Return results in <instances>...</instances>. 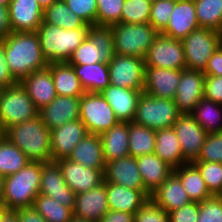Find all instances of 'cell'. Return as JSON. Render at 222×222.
I'll list each match as a JSON object with an SVG mask.
<instances>
[{"label": "cell", "mask_w": 222, "mask_h": 222, "mask_svg": "<svg viewBox=\"0 0 222 222\" xmlns=\"http://www.w3.org/2000/svg\"><path fill=\"white\" fill-rule=\"evenodd\" d=\"M13 77L20 82L34 71L48 67L36 32H11L1 38Z\"/></svg>", "instance_id": "cell-1"}, {"label": "cell", "mask_w": 222, "mask_h": 222, "mask_svg": "<svg viewBox=\"0 0 222 222\" xmlns=\"http://www.w3.org/2000/svg\"><path fill=\"white\" fill-rule=\"evenodd\" d=\"M4 136L17 146L29 161L47 163L51 160V130L41 118L14 124L4 131Z\"/></svg>", "instance_id": "cell-2"}, {"label": "cell", "mask_w": 222, "mask_h": 222, "mask_svg": "<svg viewBox=\"0 0 222 222\" xmlns=\"http://www.w3.org/2000/svg\"><path fill=\"white\" fill-rule=\"evenodd\" d=\"M42 163L28 162L17 173L5 176L2 206L7 210L32 207L39 195Z\"/></svg>", "instance_id": "cell-3"}, {"label": "cell", "mask_w": 222, "mask_h": 222, "mask_svg": "<svg viewBox=\"0 0 222 222\" xmlns=\"http://www.w3.org/2000/svg\"><path fill=\"white\" fill-rule=\"evenodd\" d=\"M89 28L64 29L42 22L36 33L46 61L49 64L68 62L75 49L87 38Z\"/></svg>", "instance_id": "cell-4"}, {"label": "cell", "mask_w": 222, "mask_h": 222, "mask_svg": "<svg viewBox=\"0 0 222 222\" xmlns=\"http://www.w3.org/2000/svg\"><path fill=\"white\" fill-rule=\"evenodd\" d=\"M114 53L145 58L159 32L150 23H116L110 26Z\"/></svg>", "instance_id": "cell-5"}, {"label": "cell", "mask_w": 222, "mask_h": 222, "mask_svg": "<svg viewBox=\"0 0 222 222\" xmlns=\"http://www.w3.org/2000/svg\"><path fill=\"white\" fill-rule=\"evenodd\" d=\"M114 54L111 27L92 25L87 38L75 49L67 63L70 65L109 63Z\"/></svg>", "instance_id": "cell-6"}, {"label": "cell", "mask_w": 222, "mask_h": 222, "mask_svg": "<svg viewBox=\"0 0 222 222\" xmlns=\"http://www.w3.org/2000/svg\"><path fill=\"white\" fill-rule=\"evenodd\" d=\"M181 114L174 100L153 97L143 92L132 122L158 131L172 127Z\"/></svg>", "instance_id": "cell-7"}, {"label": "cell", "mask_w": 222, "mask_h": 222, "mask_svg": "<svg viewBox=\"0 0 222 222\" xmlns=\"http://www.w3.org/2000/svg\"><path fill=\"white\" fill-rule=\"evenodd\" d=\"M38 114L39 110L20 83L0 89V127L3 132L14 124L35 119Z\"/></svg>", "instance_id": "cell-8"}, {"label": "cell", "mask_w": 222, "mask_h": 222, "mask_svg": "<svg viewBox=\"0 0 222 222\" xmlns=\"http://www.w3.org/2000/svg\"><path fill=\"white\" fill-rule=\"evenodd\" d=\"M186 69L204 71L208 60L222 45V33L200 27L183 40Z\"/></svg>", "instance_id": "cell-9"}, {"label": "cell", "mask_w": 222, "mask_h": 222, "mask_svg": "<svg viewBox=\"0 0 222 222\" xmlns=\"http://www.w3.org/2000/svg\"><path fill=\"white\" fill-rule=\"evenodd\" d=\"M91 134L104 133L119 123L113 109L99 92H85L80 97V118Z\"/></svg>", "instance_id": "cell-10"}, {"label": "cell", "mask_w": 222, "mask_h": 222, "mask_svg": "<svg viewBox=\"0 0 222 222\" xmlns=\"http://www.w3.org/2000/svg\"><path fill=\"white\" fill-rule=\"evenodd\" d=\"M145 66L165 69H186L182 40H176L159 33L144 58Z\"/></svg>", "instance_id": "cell-11"}, {"label": "cell", "mask_w": 222, "mask_h": 222, "mask_svg": "<svg viewBox=\"0 0 222 222\" xmlns=\"http://www.w3.org/2000/svg\"><path fill=\"white\" fill-rule=\"evenodd\" d=\"M110 85L144 90L145 62L143 58L114 54L108 63Z\"/></svg>", "instance_id": "cell-12"}, {"label": "cell", "mask_w": 222, "mask_h": 222, "mask_svg": "<svg viewBox=\"0 0 222 222\" xmlns=\"http://www.w3.org/2000/svg\"><path fill=\"white\" fill-rule=\"evenodd\" d=\"M184 159L188 163L195 161L204 145L207 132L196 122L191 114H181L173 124Z\"/></svg>", "instance_id": "cell-13"}, {"label": "cell", "mask_w": 222, "mask_h": 222, "mask_svg": "<svg viewBox=\"0 0 222 222\" xmlns=\"http://www.w3.org/2000/svg\"><path fill=\"white\" fill-rule=\"evenodd\" d=\"M205 74L200 70L183 69L174 102L182 114H190L204 98Z\"/></svg>", "instance_id": "cell-14"}, {"label": "cell", "mask_w": 222, "mask_h": 222, "mask_svg": "<svg viewBox=\"0 0 222 222\" xmlns=\"http://www.w3.org/2000/svg\"><path fill=\"white\" fill-rule=\"evenodd\" d=\"M39 194L48 196L72 210L74 209L76 194L65 183L62 171L56 161L42 163Z\"/></svg>", "instance_id": "cell-15"}, {"label": "cell", "mask_w": 222, "mask_h": 222, "mask_svg": "<svg viewBox=\"0 0 222 222\" xmlns=\"http://www.w3.org/2000/svg\"><path fill=\"white\" fill-rule=\"evenodd\" d=\"M56 162L62 171L65 183L75 194L91 190L104 182V172L101 169L88 168L68 158Z\"/></svg>", "instance_id": "cell-16"}, {"label": "cell", "mask_w": 222, "mask_h": 222, "mask_svg": "<svg viewBox=\"0 0 222 222\" xmlns=\"http://www.w3.org/2000/svg\"><path fill=\"white\" fill-rule=\"evenodd\" d=\"M182 70L145 66L144 90L157 98L174 100Z\"/></svg>", "instance_id": "cell-17"}, {"label": "cell", "mask_w": 222, "mask_h": 222, "mask_svg": "<svg viewBox=\"0 0 222 222\" xmlns=\"http://www.w3.org/2000/svg\"><path fill=\"white\" fill-rule=\"evenodd\" d=\"M86 126L80 119L66 122L51 130V160L68 158L75 146L88 134Z\"/></svg>", "instance_id": "cell-18"}, {"label": "cell", "mask_w": 222, "mask_h": 222, "mask_svg": "<svg viewBox=\"0 0 222 222\" xmlns=\"http://www.w3.org/2000/svg\"><path fill=\"white\" fill-rule=\"evenodd\" d=\"M108 211L105 181L91 190L75 195V218L98 222Z\"/></svg>", "instance_id": "cell-19"}, {"label": "cell", "mask_w": 222, "mask_h": 222, "mask_svg": "<svg viewBox=\"0 0 222 222\" xmlns=\"http://www.w3.org/2000/svg\"><path fill=\"white\" fill-rule=\"evenodd\" d=\"M38 116L50 130L75 121L80 118V97L57 95L49 105L39 110Z\"/></svg>", "instance_id": "cell-20"}, {"label": "cell", "mask_w": 222, "mask_h": 222, "mask_svg": "<svg viewBox=\"0 0 222 222\" xmlns=\"http://www.w3.org/2000/svg\"><path fill=\"white\" fill-rule=\"evenodd\" d=\"M9 20L12 32H36L43 22V8L37 0H11Z\"/></svg>", "instance_id": "cell-21"}, {"label": "cell", "mask_w": 222, "mask_h": 222, "mask_svg": "<svg viewBox=\"0 0 222 222\" xmlns=\"http://www.w3.org/2000/svg\"><path fill=\"white\" fill-rule=\"evenodd\" d=\"M198 28L200 26L194 0H177L167 26L160 33L176 40H183Z\"/></svg>", "instance_id": "cell-22"}, {"label": "cell", "mask_w": 222, "mask_h": 222, "mask_svg": "<svg viewBox=\"0 0 222 222\" xmlns=\"http://www.w3.org/2000/svg\"><path fill=\"white\" fill-rule=\"evenodd\" d=\"M104 181L134 190H145L136 157L126 156L105 164Z\"/></svg>", "instance_id": "cell-23"}, {"label": "cell", "mask_w": 222, "mask_h": 222, "mask_svg": "<svg viewBox=\"0 0 222 222\" xmlns=\"http://www.w3.org/2000/svg\"><path fill=\"white\" fill-rule=\"evenodd\" d=\"M142 90L108 85L100 94L113 109L119 122H132Z\"/></svg>", "instance_id": "cell-24"}, {"label": "cell", "mask_w": 222, "mask_h": 222, "mask_svg": "<svg viewBox=\"0 0 222 222\" xmlns=\"http://www.w3.org/2000/svg\"><path fill=\"white\" fill-rule=\"evenodd\" d=\"M19 83L38 110L49 105L57 96L51 70L48 67L32 72Z\"/></svg>", "instance_id": "cell-25"}, {"label": "cell", "mask_w": 222, "mask_h": 222, "mask_svg": "<svg viewBox=\"0 0 222 222\" xmlns=\"http://www.w3.org/2000/svg\"><path fill=\"white\" fill-rule=\"evenodd\" d=\"M109 210L134 214L149 198L146 190H134L115 183H106Z\"/></svg>", "instance_id": "cell-26"}, {"label": "cell", "mask_w": 222, "mask_h": 222, "mask_svg": "<svg viewBox=\"0 0 222 222\" xmlns=\"http://www.w3.org/2000/svg\"><path fill=\"white\" fill-rule=\"evenodd\" d=\"M150 198L167 213L192 202L180 179L172 172Z\"/></svg>", "instance_id": "cell-27"}, {"label": "cell", "mask_w": 222, "mask_h": 222, "mask_svg": "<svg viewBox=\"0 0 222 222\" xmlns=\"http://www.w3.org/2000/svg\"><path fill=\"white\" fill-rule=\"evenodd\" d=\"M145 190L151 195L172 174L173 168L155 153L136 157Z\"/></svg>", "instance_id": "cell-28"}, {"label": "cell", "mask_w": 222, "mask_h": 222, "mask_svg": "<svg viewBox=\"0 0 222 222\" xmlns=\"http://www.w3.org/2000/svg\"><path fill=\"white\" fill-rule=\"evenodd\" d=\"M69 160L92 169L105 171V161L100 136L88 133L73 149Z\"/></svg>", "instance_id": "cell-29"}, {"label": "cell", "mask_w": 222, "mask_h": 222, "mask_svg": "<svg viewBox=\"0 0 222 222\" xmlns=\"http://www.w3.org/2000/svg\"><path fill=\"white\" fill-rule=\"evenodd\" d=\"M99 136L105 163L129 155V122H119Z\"/></svg>", "instance_id": "cell-30"}, {"label": "cell", "mask_w": 222, "mask_h": 222, "mask_svg": "<svg viewBox=\"0 0 222 222\" xmlns=\"http://www.w3.org/2000/svg\"><path fill=\"white\" fill-rule=\"evenodd\" d=\"M154 153L173 169L188 163L173 127L156 131Z\"/></svg>", "instance_id": "cell-31"}, {"label": "cell", "mask_w": 222, "mask_h": 222, "mask_svg": "<svg viewBox=\"0 0 222 222\" xmlns=\"http://www.w3.org/2000/svg\"><path fill=\"white\" fill-rule=\"evenodd\" d=\"M48 68L51 70L57 95L81 97L85 93L72 65L67 62L50 63Z\"/></svg>", "instance_id": "cell-32"}, {"label": "cell", "mask_w": 222, "mask_h": 222, "mask_svg": "<svg viewBox=\"0 0 222 222\" xmlns=\"http://www.w3.org/2000/svg\"><path fill=\"white\" fill-rule=\"evenodd\" d=\"M173 173L180 179L183 188L192 202H203L212 197L200 171L193 163H186L173 169Z\"/></svg>", "instance_id": "cell-33"}, {"label": "cell", "mask_w": 222, "mask_h": 222, "mask_svg": "<svg viewBox=\"0 0 222 222\" xmlns=\"http://www.w3.org/2000/svg\"><path fill=\"white\" fill-rule=\"evenodd\" d=\"M72 66L85 92L100 93L110 85L108 63L98 62Z\"/></svg>", "instance_id": "cell-34"}, {"label": "cell", "mask_w": 222, "mask_h": 222, "mask_svg": "<svg viewBox=\"0 0 222 222\" xmlns=\"http://www.w3.org/2000/svg\"><path fill=\"white\" fill-rule=\"evenodd\" d=\"M43 22L64 29L90 27L81 17L73 13L65 2L58 0L44 9Z\"/></svg>", "instance_id": "cell-35"}, {"label": "cell", "mask_w": 222, "mask_h": 222, "mask_svg": "<svg viewBox=\"0 0 222 222\" xmlns=\"http://www.w3.org/2000/svg\"><path fill=\"white\" fill-rule=\"evenodd\" d=\"M190 114L208 134L222 131V104L203 98Z\"/></svg>", "instance_id": "cell-36"}, {"label": "cell", "mask_w": 222, "mask_h": 222, "mask_svg": "<svg viewBox=\"0 0 222 222\" xmlns=\"http://www.w3.org/2000/svg\"><path fill=\"white\" fill-rule=\"evenodd\" d=\"M156 131L134 122L129 123V155L139 157L153 154Z\"/></svg>", "instance_id": "cell-37"}, {"label": "cell", "mask_w": 222, "mask_h": 222, "mask_svg": "<svg viewBox=\"0 0 222 222\" xmlns=\"http://www.w3.org/2000/svg\"><path fill=\"white\" fill-rule=\"evenodd\" d=\"M30 162L17 146L4 135L0 138V174L8 176L17 173Z\"/></svg>", "instance_id": "cell-38"}, {"label": "cell", "mask_w": 222, "mask_h": 222, "mask_svg": "<svg viewBox=\"0 0 222 222\" xmlns=\"http://www.w3.org/2000/svg\"><path fill=\"white\" fill-rule=\"evenodd\" d=\"M200 27L222 33V0H194Z\"/></svg>", "instance_id": "cell-39"}, {"label": "cell", "mask_w": 222, "mask_h": 222, "mask_svg": "<svg viewBox=\"0 0 222 222\" xmlns=\"http://www.w3.org/2000/svg\"><path fill=\"white\" fill-rule=\"evenodd\" d=\"M33 207L47 222H70L73 218V210L71 208L43 194H39L35 198Z\"/></svg>", "instance_id": "cell-40"}, {"label": "cell", "mask_w": 222, "mask_h": 222, "mask_svg": "<svg viewBox=\"0 0 222 222\" xmlns=\"http://www.w3.org/2000/svg\"><path fill=\"white\" fill-rule=\"evenodd\" d=\"M192 163L200 171L209 192L215 196H222V163L203 161Z\"/></svg>", "instance_id": "cell-41"}, {"label": "cell", "mask_w": 222, "mask_h": 222, "mask_svg": "<svg viewBox=\"0 0 222 222\" xmlns=\"http://www.w3.org/2000/svg\"><path fill=\"white\" fill-rule=\"evenodd\" d=\"M152 2L148 0H125L122 23H149Z\"/></svg>", "instance_id": "cell-42"}, {"label": "cell", "mask_w": 222, "mask_h": 222, "mask_svg": "<svg viewBox=\"0 0 222 222\" xmlns=\"http://www.w3.org/2000/svg\"><path fill=\"white\" fill-rule=\"evenodd\" d=\"M97 26H111L121 23V13L125 0H96Z\"/></svg>", "instance_id": "cell-43"}, {"label": "cell", "mask_w": 222, "mask_h": 222, "mask_svg": "<svg viewBox=\"0 0 222 222\" xmlns=\"http://www.w3.org/2000/svg\"><path fill=\"white\" fill-rule=\"evenodd\" d=\"M177 0H155L151 4L149 23L160 33L170 19Z\"/></svg>", "instance_id": "cell-44"}, {"label": "cell", "mask_w": 222, "mask_h": 222, "mask_svg": "<svg viewBox=\"0 0 222 222\" xmlns=\"http://www.w3.org/2000/svg\"><path fill=\"white\" fill-rule=\"evenodd\" d=\"M195 161L222 163V131L207 134Z\"/></svg>", "instance_id": "cell-45"}, {"label": "cell", "mask_w": 222, "mask_h": 222, "mask_svg": "<svg viewBox=\"0 0 222 222\" xmlns=\"http://www.w3.org/2000/svg\"><path fill=\"white\" fill-rule=\"evenodd\" d=\"M134 222H170L169 214L149 198L135 213Z\"/></svg>", "instance_id": "cell-46"}, {"label": "cell", "mask_w": 222, "mask_h": 222, "mask_svg": "<svg viewBox=\"0 0 222 222\" xmlns=\"http://www.w3.org/2000/svg\"><path fill=\"white\" fill-rule=\"evenodd\" d=\"M197 222H222V196H215L199 203Z\"/></svg>", "instance_id": "cell-47"}, {"label": "cell", "mask_w": 222, "mask_h": 222, "mask_svg": "<svg viewBox=\"0 0 222 222\" xmlns=\"http://www.w3.org/2000/svg\"><path fill=\"white\" fill-rule=\"evenodd\" d=\"M65 3L73 13L81 17L87 24L96 25V0H67Z\"/></svg>", "instance_id": "cell-48"}, {"label": "cell", "mask_w": 222, "mask_h": 222, "mask_svg": "<svg viewBox=\"0 0 222 222\" xmlns=\"http://www.w3.org/2000/svg\"><path fill=\"white\" fill-rule=\"evenodd\" d=\"M170 222H197L199 215V203L190 202L172 212H169Z\"/></svg>", "instance_id": "cell-49"}, {"label": "cell", "mask_w": 222, "mask_h": 222, "mask_svg": "<svg viewBox=\"0 0 222 222\" xmlns=\"http://www.w3.org/2000/svg\"><path fill=\"white\" fill-rule=\"evenodd\" d=\"M204 98L222 104V76L205 75Z\"/></svg>", "instance_id": "cell-50"}, {"label": "cell", "mask_w": 222, "mask_h": 222, "mask_svg": "<svg viewBox=\"0 0 222 222\" xmlns=\"http://www.w3.org/2000/svg\"><path fill=\"white\" fill-rule=\"evenodd\" d=\"M17 83L19 82L10 72L5 54V48L0 42V89L15 86Z\"/></svg>", "instance_id": "cell-51"}, {"label": "cell", "mask_w": 222, "mask_h": 222, "mask_svg": "<svg viewBox=\"0 0 222 222\" xmlns=\"http://www.w3.org/2000/svg\"><path fill=\"white\" fill-rule=\"evenodd\" d=\"M205 75L222 76V45L217 48L203 71Z\"/></svg>", "instance_id": "cell-52"}, {"label": "cell", "mask_w": 222, "mask_h": 222, "mask_svg": "<svg viewBox=\"0 0 222 222\" xmlns=\"http://www.w3.org/2000/svg\"><path fill=\"white\" fill-rule=\"evenodd\" d=\"M19 222H47L46 219L32 207L19 208L14 210Z\"/></svg>", "instance_id": "cell-53"}, {"label": "cell", "mask_w": 222, "mask_h": 222, "mask_svg": "<svg viewBox=\"0 0 222 222\" xmlns=\"http://www.w3.org/2000/svg\"><path fill=\"white\" fill-rule=\"evenodd\" d=\"M98 222H134V214L109 210Z\"/></svg>", "instance_id": "cell-54"}, {"label": "cell", "mask_w": 222, "mask_h": 222, "mask_svg": "<svg viewBox=\"0 0 222 222\" xmlns=\"http://www.w3.org/2000/svg\"><path fill=\"white\" fill-rule=\"evenodd\" d=\"M12 32L9 20V9L0 5V39L8 36Z\"/></svg>", "instance_id": "cell-55"}, {"label": "cell", "mask_w": 222, "mask_h": 222, "mask_svg": "<svg viewBox=\"0 0 222 222\" xmlns=\"http://www.w3.org/2000/svg\"><path fill=\"white\" fill-rule=\"evenodd\" d=\"M2 222H19L14 210H8L2 217Z\"/></svg>", "instance_id": "cell-56"}, {"label": "cell", "mask_w": 222, "mask_h": 222, "mask_svg": "<svg viewBox=\"0 0 222 222\" xmlns=\"http://www.w3.org/2000/svg\"><path fill=\"white\" fill-rule=\"evenodd\" d=\"M5 176L0 174V206L2 205V198L4 194Z\"/></svg>", "instance_id": "cell-57"}, {"label": "cell", "mask_w": 222, "mask_h": 222, "mask_svg": "<svg viewBox=\"0 0 222 222\" xmlns=\"http://www.w3.org/2000/svg\"><path fill=\"white\" fill-rule=\"evenodd\" d=\"M55 1L56 0H37V2L40 4V6L43 8V10L45 8L49 7Z\"/></svg>", "instance_id": "cell-58"}, {"label": "cell", "mask_w": 222, "mask_h": 222, "mask_svg": "<svg viewBox=\"0 0 222 222\" xmlns=\"http://www.w3.org/2000/svg\"><path fill=\"white\" fill-rule=\"evenodd\" d=\"M7 211L8 210L4 206H0V222H2V217Z\"/></svg>", "instance_id": "cell-59"}, {"label": "cell", "mask_w": 222, "mask_h": 222, "mask_svg": "<svg viewBox=\"0 0 222 222\" xmlns=\"http://www.w3.org/2000/svg\"><path fill=\"white\" fill-rule=\"evenodd\" d=\"M11 0H0V5H3V6H9Z\"/></svg>", "instance_id": "cell-60"}, {"label": "cell", "mask_w": 222, "mask_h": 222, "mask_svg": "<svg viewBox=\"0 0 222 222\" xmlns=\"http://www.w3.org/2000/svg\"><path fill=\"white\" fill-rule=\"evenodd\" d=\"M70 222H89V221H86V220H82V219H78V218L73 217Z\"/></svg>", "instance_id": "cell-61"}, {"label": "cell", "mask_w": 222, "mask_h": 222, "mask_svg": "<svg viewBox=\"0 0 222 222\" xmlns=\"http://www.w3.org/2000/svg\"><path fill=\"white\" fill-rule=\"evenodd\" d=\"M4 135V132L1 130V127H0V138Z\"/></svg>", "instance_id": "cell-62"}]
</instances>
